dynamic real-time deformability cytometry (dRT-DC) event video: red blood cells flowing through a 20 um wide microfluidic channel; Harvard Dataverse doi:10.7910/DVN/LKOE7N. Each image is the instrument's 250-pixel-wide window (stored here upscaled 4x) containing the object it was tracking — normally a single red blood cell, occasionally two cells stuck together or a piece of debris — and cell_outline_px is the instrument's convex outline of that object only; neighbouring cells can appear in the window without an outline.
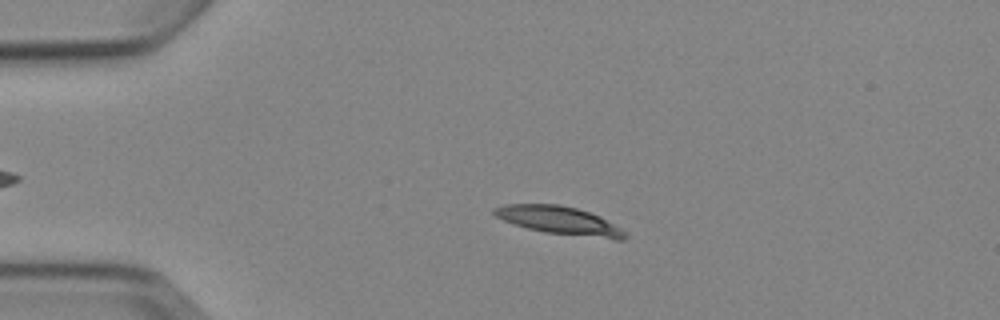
{"species": "Egyptian fruit bat (a non-hibernating species)", "species_latin": "Rousettus aegyptiacus", "temperature_condition": "cold", "stored_images_in_passage": 4, "camera_frame_rate_fps": 3000, "um_per_image_px": 0.085, "animal": {"sex": "female"}, "frame": {"image": 1, "passage_image": 3, "time_ms": 2.667, "image_size_px": [1000, 320], "cell_outline_px": [[628, 236], [624, 240], [616, 240], [544, 232], [512, 224], [496, 216], [492, 212], [492, 208], [504, 204], [560, 204], [576, 208], [600, 216], [628, 232]], "centroid_in_image_um": [47.58, 18.75], "position_along_channel_um": 37.4, "area_um2": 21.56}}